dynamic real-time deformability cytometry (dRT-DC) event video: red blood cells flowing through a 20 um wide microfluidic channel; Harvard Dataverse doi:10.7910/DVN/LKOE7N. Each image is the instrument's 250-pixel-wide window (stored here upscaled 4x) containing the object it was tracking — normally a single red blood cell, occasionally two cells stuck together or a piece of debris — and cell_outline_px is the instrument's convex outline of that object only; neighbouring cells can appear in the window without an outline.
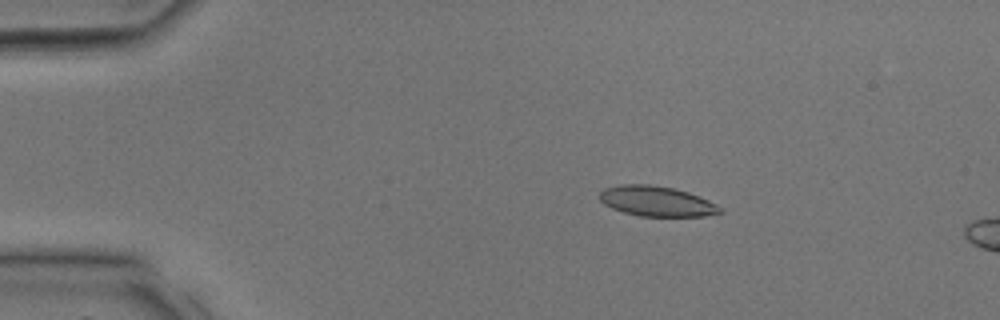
{"species": "common noctule bat (a hibernating species)", "species_latin": "Nyctalus noctula", "temperature_condition": "room temperature", "stored_images_in_passage": 6, "camera_frame_rate_fps": 3000, "um_per_image_px": 0.085, "animal": {"sex": "male", "body_mass_g": 17.9, "forearm_length_mm": 54.2}, "frame": {"image": 1, "passage_image": 1, "time_ms": 0.0, "image_size_px": [1000, 320], "cell_outline_px": [[724, 212], [704, 216], [640, 216], [624, 212], [612, 208], [604, 204], [600, 200], [600, 192], [604, 188], [620, 184], [648, 184], [672, 188], [688, 192], [700, 196], [724, 208]], "centroid_in_image_um": [55.83, 17.1], "position_along_channel_um": 29.2, "area_um2": 21.21}}